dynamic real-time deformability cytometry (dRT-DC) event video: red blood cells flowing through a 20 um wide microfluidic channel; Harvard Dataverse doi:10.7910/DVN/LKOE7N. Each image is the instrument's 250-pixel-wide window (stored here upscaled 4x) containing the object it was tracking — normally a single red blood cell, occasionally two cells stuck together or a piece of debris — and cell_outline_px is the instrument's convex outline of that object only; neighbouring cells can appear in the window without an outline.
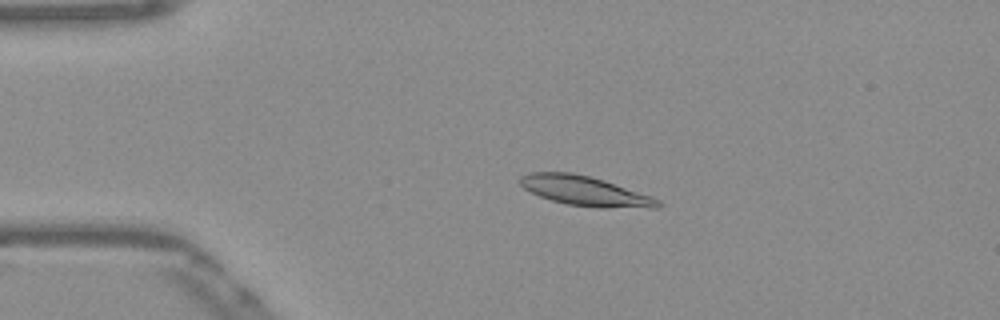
{"species": "Egyptian fruit bat (a non-hibernating species)", "species_latin": "Rousettus aegyptiacus", "temperature_condition": "warm", "stored_images_in_passage": 52, "camera_frame_rate_fps": 3000, "um_per_image_px": 0.085, "frame": {"image": 1, "passage_image": 11, "time_ms": 3.333, "image_size_px": [1000, 320], "cell_outline_px": [[664, 204], [656, 208], [600, 208], [568, 204], [552, 200], [540, 196], [524, 188], [520, 184], [520, 176], [532, 172], [572, 172], [604, 180], [652, 196], [660, 200]], "centroid_in_image_um": [49.78, 16.24], "position_along_channel_um": 35.2, "area_um2": 23.81}}
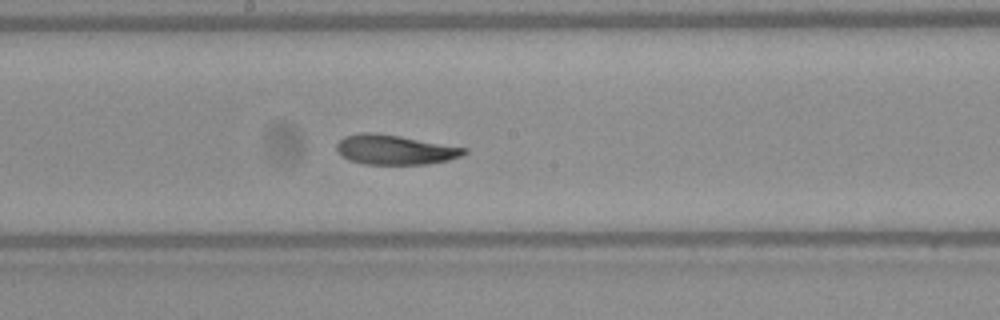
{"frame": {"image": 2, "passage_image": 28, "time_ms": 9.0, "image_size_px": [1000, 320], "cell_outline_px": [[468, 152], [464, 156], [448, 160], [428, 164], [364, 164], [348, 160], [340, 156], [336, 152], [336, 144], [344, 136], [360, 132], [372, 132], [400, 136], [468, 148]], "centroid_in_image_um": [33.55, 12.73], "position_along_channel_um": 214.6, "area_um2": 22.37}}
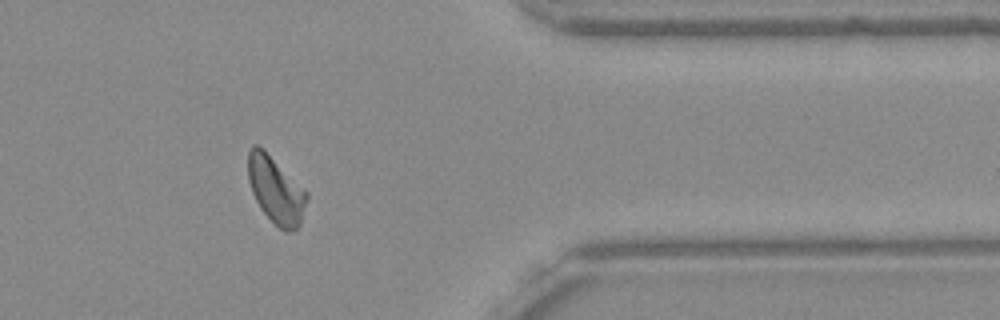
{"frame": {"image": 3, "passage_image": 43, "time_ms": 14.0, "image_size_px": [1000, 320], "cell_outline_px": [[308, 196], [300, 224], [296, 228], [288, 232], [284, 232], [260, 208], [252, 192], [248, 180], [248, 152], [252, 144], [256, 144], [264, 148], [308, 192]], "centroid_in_image_um": [23.44, 16.11], "position_along_channel_um": 388.0, "area_um2": 22.83}, "authors_computed_cell_mechanics": {"area_um2": 22.6287, "velocity_mm_per_s": 3.8469, "shape_relaxation_time_tau1_ms": 5.2659, "shape_relaxation_time_tau2_ms": 2.2745, "deformation_change_tau1": 0.1634, "deformation_change_tau2": 0.0808}}